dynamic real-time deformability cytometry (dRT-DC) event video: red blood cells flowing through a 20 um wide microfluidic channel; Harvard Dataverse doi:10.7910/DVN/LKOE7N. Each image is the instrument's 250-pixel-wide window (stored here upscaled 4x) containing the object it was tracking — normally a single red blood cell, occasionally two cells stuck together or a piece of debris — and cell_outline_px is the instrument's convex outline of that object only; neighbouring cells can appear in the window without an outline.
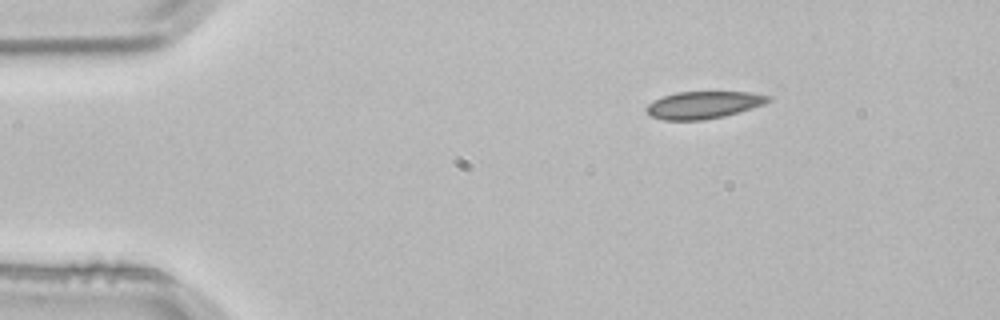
{"species": "common noctule bat (a hibernating species)", "species_latin": "Nyctalus noctula", "temperature_condition": "room temperature", "stored_images_in_passage": 2, "camera_frame_rate_fps": 3000, "um_per_image_px": 0.085, "animal": {"sex": "male", "body_mass_g": 21.5, "forearm_length_mm": 52.0}, "frame": {"image": 1, "passage_image": 1, "time_ms": 0.0, "image_size_px": [1000, 320], "cell_outline_px": [[772, 100], [764, 104], [752, 108], [724, 116], [704, 120], [664, 120], [652, 116], [644, 108], [648, 104], [664, 96], [676, 92], [752, 92], [772, 96]], "centroid_in_image_um": [59.84, 8.91], "position_along_channel_um": 25.2, "area_um2": 19.31}}